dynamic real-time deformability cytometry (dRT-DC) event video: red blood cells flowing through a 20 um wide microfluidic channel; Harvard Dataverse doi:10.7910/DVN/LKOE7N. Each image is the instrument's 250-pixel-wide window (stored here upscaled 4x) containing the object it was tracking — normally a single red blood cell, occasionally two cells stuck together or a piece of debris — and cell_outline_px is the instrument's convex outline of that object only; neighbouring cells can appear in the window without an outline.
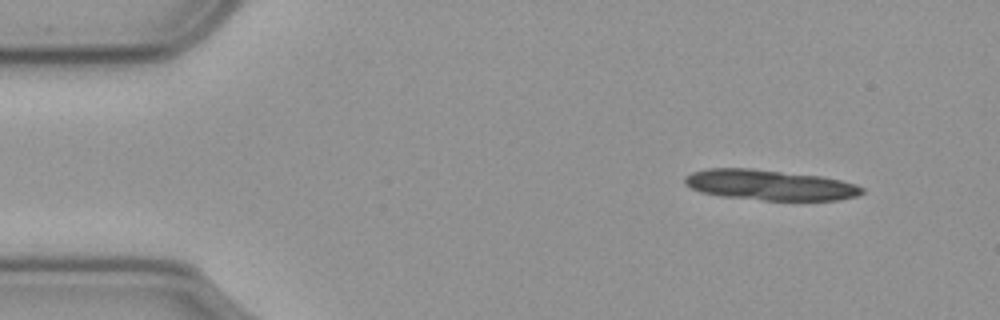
{"species": "common noctule bat (a hibernating species)", "species_latin": "Nyctalus noctula", "temperature_condition": "cold", "stored_images_in_passage": 13, "camera_frame_rate_fps": 3000, "um_per_image_px": 0.085, "animal": {"sex": "male", "body_mass_g": 23.1, "forearm_length_mm": 52.7}, "frame": {"image": 1, "passage_image": 4, "time_ms": 1.0, "image_size_px": [1000, 320], "cell_outline_px": [[864, 192], [856, 196], [836, 200], [764, 200], [720, 196], [700, 192], [684, 184], [684, 176], [692, 172], [708, 168], [752, 168], [820, 176], [840, 180], [856, 184], [864, 188]], "centroid_in_image_um": [65.4, 15.72], "position_along_channel_um": 19.6, "area_um2": 31.44}}